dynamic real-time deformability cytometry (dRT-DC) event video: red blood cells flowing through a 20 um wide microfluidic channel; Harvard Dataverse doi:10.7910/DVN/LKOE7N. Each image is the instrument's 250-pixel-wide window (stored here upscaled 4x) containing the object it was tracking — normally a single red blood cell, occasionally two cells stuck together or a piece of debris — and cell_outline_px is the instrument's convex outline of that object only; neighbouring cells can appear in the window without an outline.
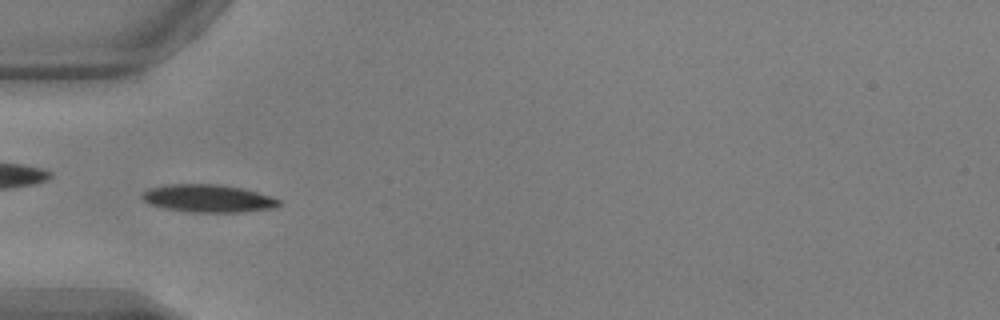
{"species": "common noctule bat (a hibernating species)", "species_latin": "Nyctalus noctula", "temperature_condition": "warm", "stored_images_in_passage": 52, "camera_frame_rate_fps": 3000, "um_per_image_px": 0.085, "animal": {"sex": "male", "body_mass_g": 17.9, "forearm_length_mm": 54.2}, "frame": {"image": 1, "passage_image": 17, "time_ms": 5.333, "image_size_px": [1000, 320], "cell_outline_px": [[280, 204], [276, 208], [244, 212], [192, 212], [164, 208], [148, 204], [140, 196], [144, 192], [152, 188], [168, 184], [224, 184], [272, 196], [280, 200]], "centroid_in_image_um": [17.72, 16.87], "position_along_channel_um": 67.3, "area_um2": 22.14}}
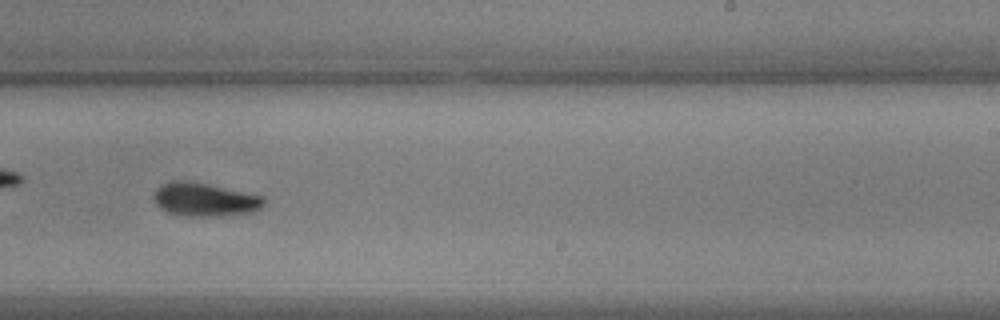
{"frame": {"image": 2, "passage_image": 33, "time_ms": 10.667, "image_size_px": [1000, 320], "cell_outline_px": [[264, 204], [260, 208], [252, 212], [220, 216], [184, 216], [168, 212], [160, 208], [156, 204], [152, 196], [164, 184], [172, 180], [184, 180], [208, 184], [264, 196]], "centroid_in_image_um": [17.41, 16.97], "position_along_channel_um": 271.6, "area_um2": 21.33}}
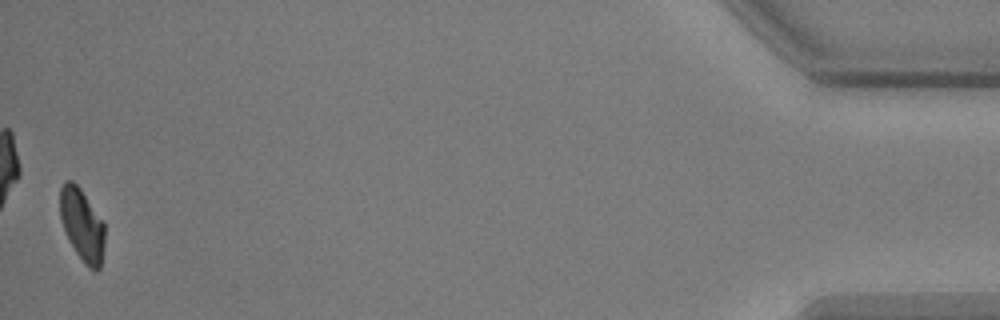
{"frame": {"image": 3, "passage_image": 52, "time_ms": 17.0, "image_size_px": [1000, 320], "cell_outline_px": [[104, 244], [100, 268], [96, 272], [88, 268], [84, 264], [68, 240], [60, 220], [60, 188], [64, 180], [72, 180], [80, 188], [104, 220]], "centroid_in_image_um": [6.97, 19.11], "position_along_channel_um": 428.2, "area_um2": 19.19}, "authors_computed_cell_mechanics": {"area_um2": 20.0277, "velocity_mm_per_s": 3.846, "shape_relaxation_time_tau1_ms": 2.0755, "shape_relaxation_time_tau2_ms": 2.641, "deformation_change_tau1": 0.1437, "deformation_change_tau2": 0.0802}}